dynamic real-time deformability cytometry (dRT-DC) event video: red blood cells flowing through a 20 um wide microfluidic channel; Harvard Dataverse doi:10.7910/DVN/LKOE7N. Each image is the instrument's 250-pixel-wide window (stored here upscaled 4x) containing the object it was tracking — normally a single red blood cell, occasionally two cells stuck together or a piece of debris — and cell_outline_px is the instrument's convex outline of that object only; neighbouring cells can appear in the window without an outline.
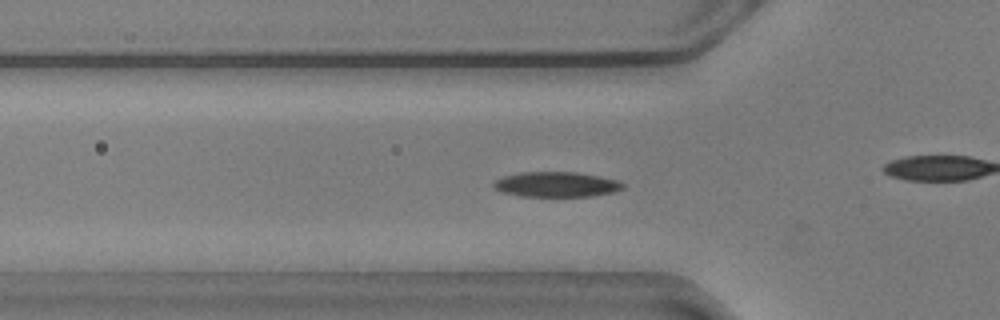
{"species": "common noctule bat (a hibernating species)", "species_latin": "Nyctalus noctula", "temperature_condition": "warm", "stored_images_in_passage": 56, "camera_frame_rate_fps": 3000, "um_per_image_px": 0.085, "animal": {"sex": "male", "body_mass_g": 20.5, "forearm_length_mm": 52.5}, "frame": {"image": 1, "passage_image": 17, "time_ms": 5.333, "image_size_px": [1000, 320], "cell_outline_px": [[624, 188], [616, 192], [592, 196], [520, 196], [504, 192], [496, 188], [492, 184], [496, 180], [504, 176], [520, 172], [576, 172], [600, 176], [620, 180], [624, 184]], "centroid_in_image_um": [47.36, 15.67], "position_along_channel_um": 78.4, "area_um2": 18.96}, "authors_computed_cell_mechanics": {"area_um2": 18.6983, "velocity_mm_per_s": 3.5937, "shape_relaxation_time_tau1_ms": 3.252, "shape_relaxation_time_tau2_ms": 3.4335, "deformation_change_tau1": 0.1411, "deformation_change_tau2": 0.0728}}